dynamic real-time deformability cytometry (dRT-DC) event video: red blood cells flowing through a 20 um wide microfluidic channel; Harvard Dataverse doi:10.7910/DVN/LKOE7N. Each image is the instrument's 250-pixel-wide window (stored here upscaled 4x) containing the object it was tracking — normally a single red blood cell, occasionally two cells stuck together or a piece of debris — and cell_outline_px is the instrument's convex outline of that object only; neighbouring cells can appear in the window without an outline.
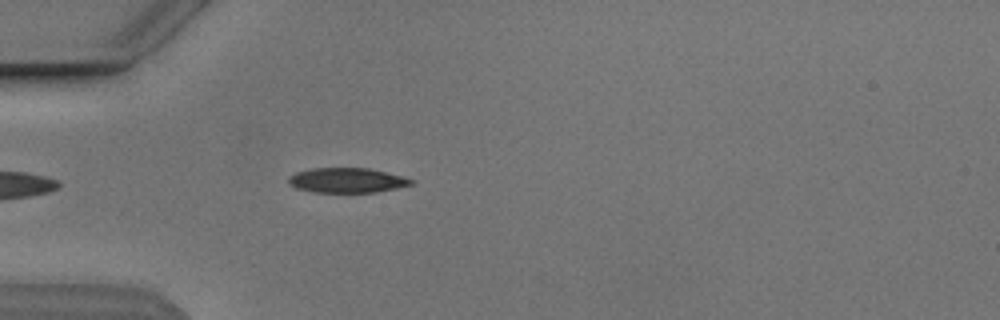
{"species": "Egyptian fruit bat (a non-hibernating species)", "species_latin": "Rousettus aegyptiacus", "temperature_condition": "cold", "stored_images_in_passage": 42, "camera_frame_rate_fps": 3000, "um_per_image_px": 0.085, "animal": {"sex": "male"}, "frame": {"image": 1, "passage_image": 5, "time_ms": 1.333, "image_size_px": [1000, 320], "cell_outline_px": [[416, 180], [412, 184], [396, 188], [376, 192], [316, 192], [296, 188], [288, 184], [288, 176], [296, 172], [312, 168], [368, 168]], "centroid_in_image_um": [29.45, 15.32], "position_along_channel_um": 55.5, "area_um2": 17.63}}
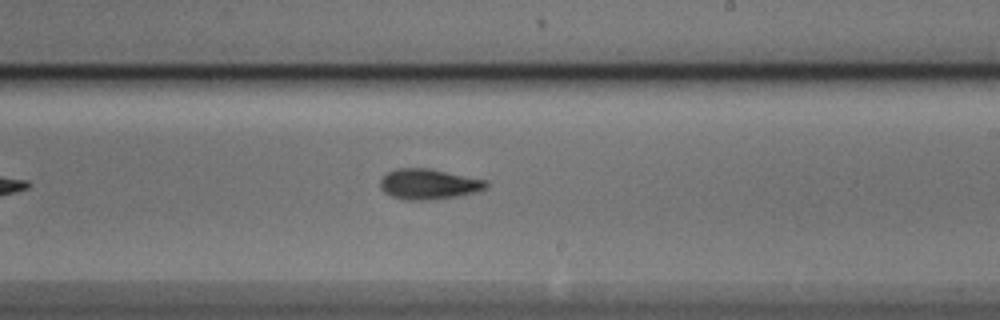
{"frame": {"image": 2, "passage_image": 21, "time_ms": 6.667, "image_size_px": [1000, 320], "cell_outline_px": [[488, 188], [460, 196], [428, 200], [404, 200], [392, 196], [384, 192], [380, 188], [380, 180], [388, 172], [396, 168], [428, 168], [488, 180]], "centroid_in_image_um": [36.45, 15.65], "position_along_channel_um": 252.5, "area_um2": 18.9}}
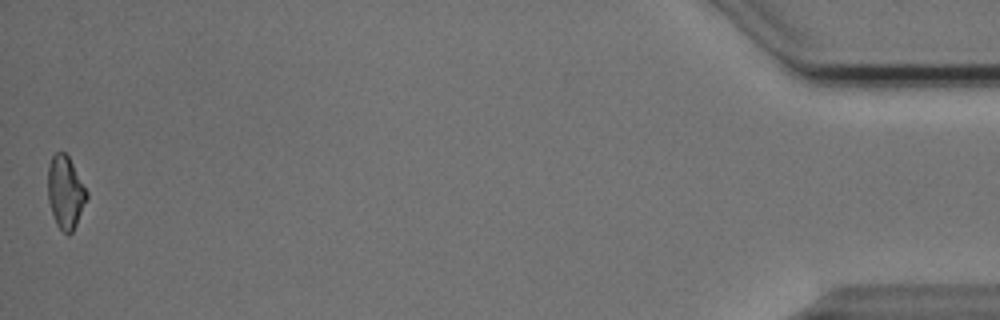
{"frame": {"image": 3, "passage_image": 42, "time_ms": 13.667, "image_size_px": [1000, 320], "cell_outline_px": [[88, 196], [76, 224], [72, 232], [68, 236], [56, 224], [48, 200], [48, 164], [52, 156], [56, 152], [64, 152], [68, 156], [88, 192]], "centroid_in_image_um": [5.55, 16.34], "position_along_channel_um": 429.6, "area_um2": 16.3}, "authors_computed_cell_mechanics": {"area_um2": 17.8313, "velocity_mm_per_s": 3.8508, "shape_relaxation_time_tau1_ms": 2.8833, "shape_relaxation_time_tau2_ms": 3.6255, "deformation_change_tau1": 0.1386, "deformation_change_tau2": 0.0973}}